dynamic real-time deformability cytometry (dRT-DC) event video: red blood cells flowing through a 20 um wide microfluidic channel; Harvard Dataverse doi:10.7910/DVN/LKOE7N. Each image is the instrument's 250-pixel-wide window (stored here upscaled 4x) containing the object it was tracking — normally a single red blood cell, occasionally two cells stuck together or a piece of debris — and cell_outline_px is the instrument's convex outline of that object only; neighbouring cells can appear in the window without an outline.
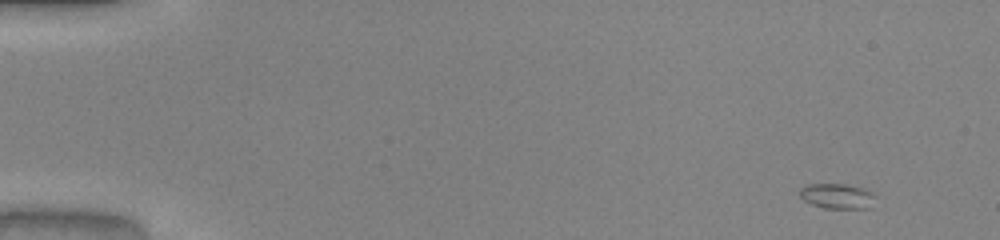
{"species": "common noctule bat (a hibernating species)", "species_latin": "Nyctalus noctula", "temperature_condition": "warm", "stored_images_in_passage": 49, "camera_frame_rate_fps": 3000, "um_per_image_px": 0.085, "animal": {"sex": "male", "body_mass_g": 20.0, "forearm_length_mm": 53.3}, "frame": {"image": 1, "passage_image": 1, "time_ms": 0.0, "image_size_px": [1000, 240], "cell_outline_px": [[876, 196], [872, 208], [824, 208], [812, 204], [804, 200], [800, 196], [800, 188], [808, 184], [844, 184], [860, 188]], "centroid_in_image_um": [71.15, 16.68], "position_along_channel_um": 13.9, "area_um2": 10.92}}
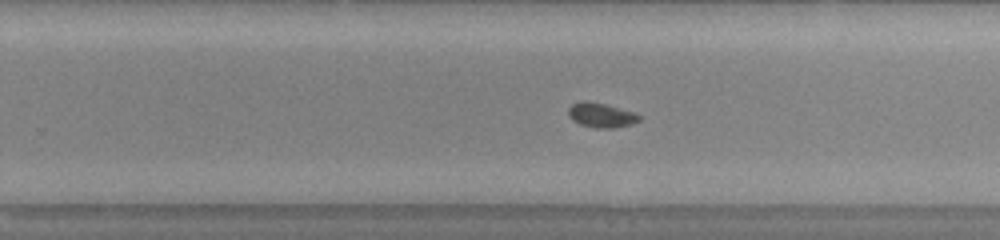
{"frame": {"image": 2, "passage_image": 31, "time_ms": 10.0, "image_size_px": [1000, 240], "cell_outline_px": [[640, 120], [632, 124], [612, 128], [596, 128], [580, 124], [572, 120], [568, 116], [568, 108], [572, 104], [584, 100], [604, 104], [636, 112], [640, 116]], "centroid_in_image_um": [51.1, 9.79], "position_along_channel_um": 278.7, "area_um2": 10.17}}
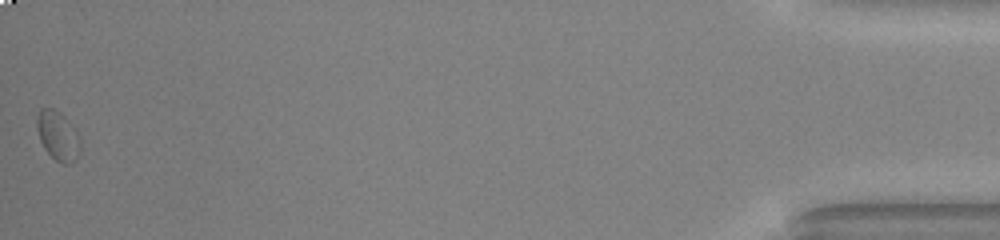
{"frame": {"image": 3, "passage_image": 49, "time_ms": 16.0, "image_size_px": [1000, 240], "cell_outline_px": [[80, 152], [68, 164], [64, 164], [56, 160], [44, 148], [40, 140], [36, 128], [36, 116], [40, 108], [52, 108], [60, 112], [64, 116], [76, 132], [80, 140]], "centroid_in_image_um": [4.88, 11.5], "position_along_channel_um": 430.3, "area_um2": 12.25}}